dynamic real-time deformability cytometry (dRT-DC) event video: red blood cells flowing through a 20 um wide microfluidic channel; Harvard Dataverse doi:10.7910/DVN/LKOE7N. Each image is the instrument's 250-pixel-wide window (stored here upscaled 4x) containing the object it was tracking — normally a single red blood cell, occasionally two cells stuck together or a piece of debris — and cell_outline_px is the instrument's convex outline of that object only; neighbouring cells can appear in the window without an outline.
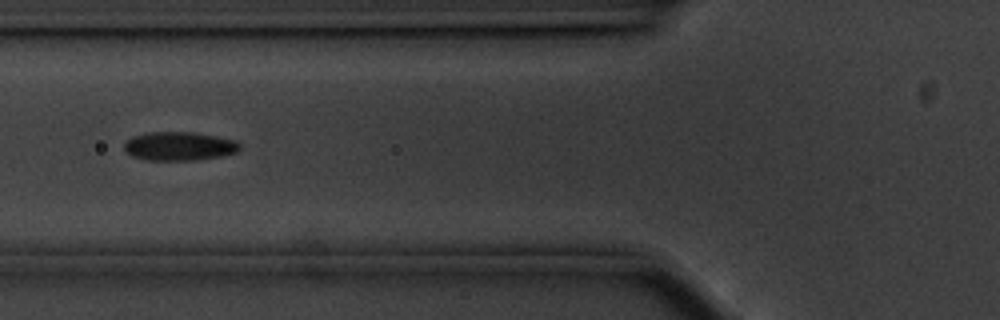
{"species": "common noctule bat (a hibernating species)", "species_latin": "Nyctalus noctula", "temperature_condition": "cold", "stored_images_in_passage": 21, "camera_frame_rate_fps": 3000, "um_per_image_px": 0.085, "animal": {"sex": "male", "body_mass_g": 20.1, "forearm_length_mm": 53.5}, "frame": {"image": 1, "passage_image": 7, "time_ms": 2.0, "image_size_px": [1000, 320], "cell_outline_px": [[240, 148], [236, 152], [224, 156], [196, 160], [148, 160], [132, 156], [124, 148], [124, 144], [132, 136], [148, 132], [196, 132], [236, 140], [240, 144]], "centroid_in_image_um": [15.27, 12.42], "position_along_channel_um": 110.5, "area_um2": 19.42}}